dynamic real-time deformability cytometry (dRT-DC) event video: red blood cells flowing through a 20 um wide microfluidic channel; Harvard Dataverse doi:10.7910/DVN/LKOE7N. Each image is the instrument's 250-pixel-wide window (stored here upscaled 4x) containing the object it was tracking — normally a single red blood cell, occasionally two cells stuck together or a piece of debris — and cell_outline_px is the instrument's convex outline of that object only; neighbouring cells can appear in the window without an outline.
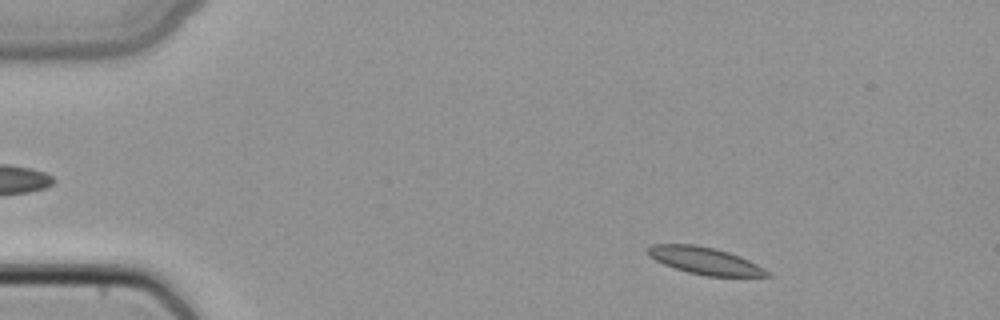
{"species": "common noctule bat (a hibernating species)", "species_latin": "Nyctalus noctula", "temperature_condition": "cold", "stored_images_in_passage": 13, "camera_frame_rate_fps": 3000, "um_per_image_px": 0.085, "animal": {"sex": "female", "body_mass_g": 22.7, "forearm_length_mm": 54.2}, "frame": {"image": 1, "passage_image": 5, "time_ms": 1.333, "image_size_px": [1000, 320], "cell_outline_px": [[772, 276], [708, 276], [688, 272], [664, 264], [648, 256], [644, 248], [652, 244], [696, 244], [716, 248], [740, 256], [772, 272]], "centroid_in_image_um": [59.89, 22.14], "position_along_channel_um": 25.1, "area_um2": 18.96}}